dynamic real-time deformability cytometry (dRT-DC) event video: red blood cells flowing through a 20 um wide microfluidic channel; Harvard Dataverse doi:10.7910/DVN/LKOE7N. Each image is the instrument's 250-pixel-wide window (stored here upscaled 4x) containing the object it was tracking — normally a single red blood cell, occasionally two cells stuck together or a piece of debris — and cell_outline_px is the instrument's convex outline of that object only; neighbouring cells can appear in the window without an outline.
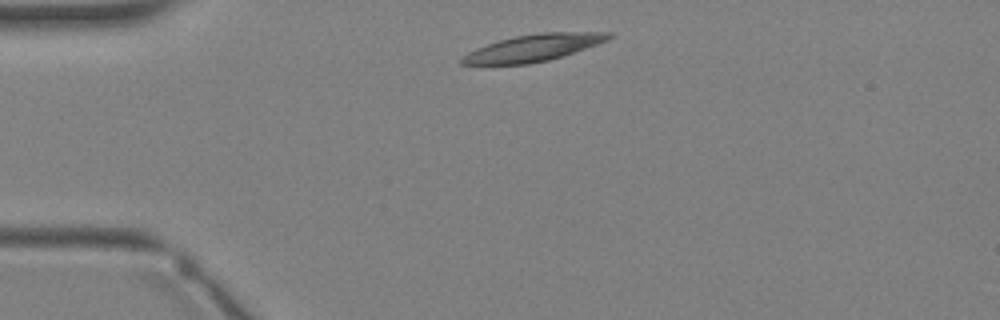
{"species": "Egyptian fruit bat (a non-hibernating species)", "species_latin": "Rousettus aegyptiacus", "temperature_condition": "warm", "stored_images_in_passage": 4, "camera_frame_rate_fps": 3000, "um_per_image_px": 0.085, "animal": {"sex": "female"}, "frame": {"image": 1, "passage_image": 4, "time_ms": 3.667, "image_size_px": [1000, 320], "cell_outline_px": [[616, 36], [608, 40], [548, 60], [528, 64], [460, 64], [460, 60], [468, 52], [476, 48], [500, 40], [516, 36], [540, 32], [616, 32]], "centroid_in_image_um": [45.38, 4.05], "position_along_channel_um": 39.6, "area_um2": 22.66}}